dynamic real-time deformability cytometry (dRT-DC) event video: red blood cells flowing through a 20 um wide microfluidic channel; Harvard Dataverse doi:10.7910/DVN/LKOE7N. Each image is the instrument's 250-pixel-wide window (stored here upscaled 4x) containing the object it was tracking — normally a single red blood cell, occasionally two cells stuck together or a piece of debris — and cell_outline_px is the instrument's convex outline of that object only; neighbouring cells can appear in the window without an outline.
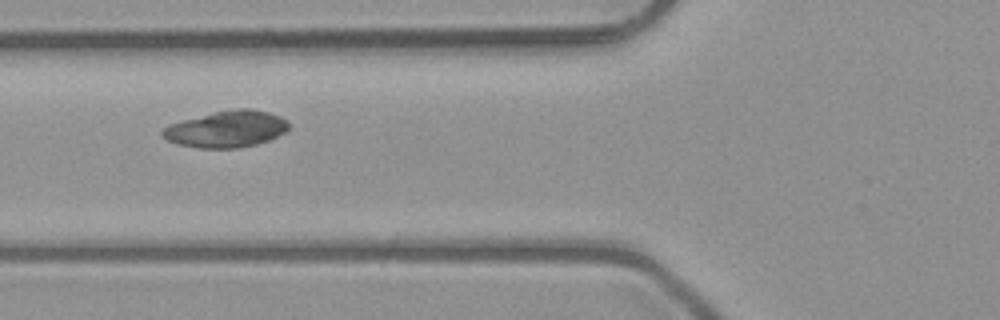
{"species": "common noctule bat (a hibernating species)", "species_latin": "Nyctalus noctula", "temperature_condition": "room temperature", "stored_images_in_passage": 2, "camera_frame_rate_fps": 3000, "um_per_image_px": 0.085, "animal": {"sex": "male", "body_mass_g": 23.1, "forearm_length_mm": 52.7}, "frame": {"image": 1, "passage_image": 2, "time_ms": 0.333, "image_size_px": [1000, 320], "cell_outline_px": [[292, 128], [288, 132], [268, 140], [256, 144], [240, 148], [196, 148], [176, 144], [160, 136], [160, 132], [168, 124], [212, 112], [236, 108], [248, 108], [268, 112], [280, 116], [288, 120]], "centroid_in_image_um": [19.27, 10.97], "position_along_channel_um": 106.5, "area_um2": 27.4}}